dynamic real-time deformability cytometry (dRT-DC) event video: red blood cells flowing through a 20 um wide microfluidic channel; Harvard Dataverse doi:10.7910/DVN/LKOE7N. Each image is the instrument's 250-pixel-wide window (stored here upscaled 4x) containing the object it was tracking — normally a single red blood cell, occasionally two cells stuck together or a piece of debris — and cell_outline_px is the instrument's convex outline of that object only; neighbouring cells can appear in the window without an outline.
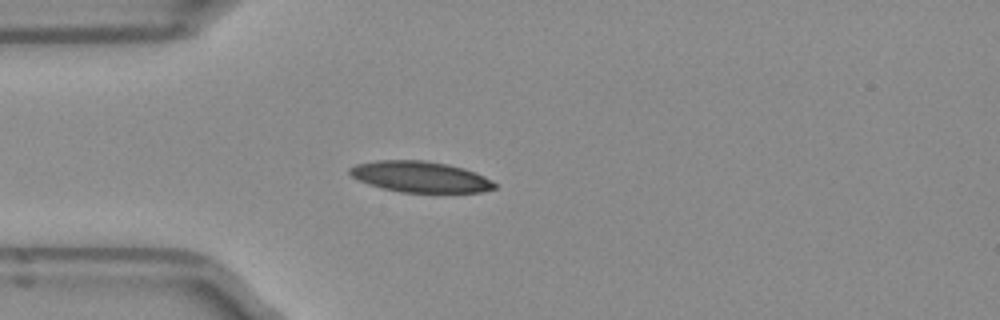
{"species": "Egyptian fruit bat (a non-hibernating species)", "species_latin": "Rousettus aegyptiacus", "temperature_condition": "room temperature", "stored_images_in_passage": 44, "camera_frame_rate_fps": 3000, "um_per_image_px": 0.085, "frame": {"image": 1, "passage_image": 13, "time_ms": 4.0, "image_size_px": [1000, 320], "cell_outline_px": [[496, 188], [480, 192], [404, 192], [384, 188], [360, 180], [352, 176], [348, 172], [348, 168], [356, 164], [376, 160], [424, 160], [448, 164], [464, 168], [476, 172], [492, 180], [496, 184]], "centroid_in_image_um": [35.75, 15.01], "position_along_channel_um": 49.2, "area_um2": 25.95}, "authors_computed_cell_mechanics": {"area_um2": 25.6343, "velocity_mm_per_s": 3.9371, "shape_relaxation_time_tau1_ms": 3.517, "shape_relaxation_time_tau2_ms": 2.9106, "deformation_change_tau1": 0.1256, "deformation_change_tau2": 0.0857}}